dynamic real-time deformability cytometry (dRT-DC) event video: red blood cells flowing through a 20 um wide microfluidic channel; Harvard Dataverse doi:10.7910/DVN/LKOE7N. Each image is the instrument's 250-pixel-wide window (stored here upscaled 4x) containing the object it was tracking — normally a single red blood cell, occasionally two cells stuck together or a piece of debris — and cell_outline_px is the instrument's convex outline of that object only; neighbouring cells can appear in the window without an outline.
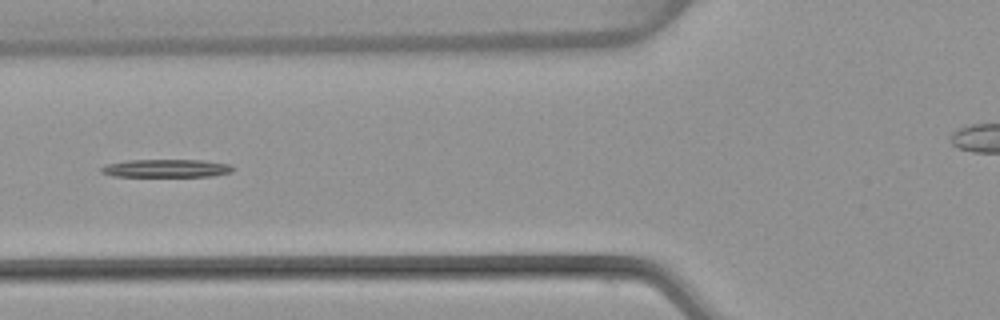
{"species": "common noctule bat (a hibernating species)", "species_latin": "Nyctalus noctula", "temperature_condition": "warm", "stored_images_in_passage": 23, "camera_frame_rate_fps": 3000, "um_per_image_px": 0.085, "animal": {"sex": "female", "body_mass_g": 22.7, "forearm_length_mm": 54.2}, "frame": {"image": 1, "passage_image": 7, "time_ms": 2.0, "image_size_px": [1000, 320], "cell_outline_px": [[232, 172], [212, 176], [112, 176], [100, 172], [100, 168], [104, 164], [128, 160], [204, 160], [232, 164]], "centroid_in_image_um": [14.11, 14.3], "position_along_channel_um": 111.7, "area_um2": 13.87}}
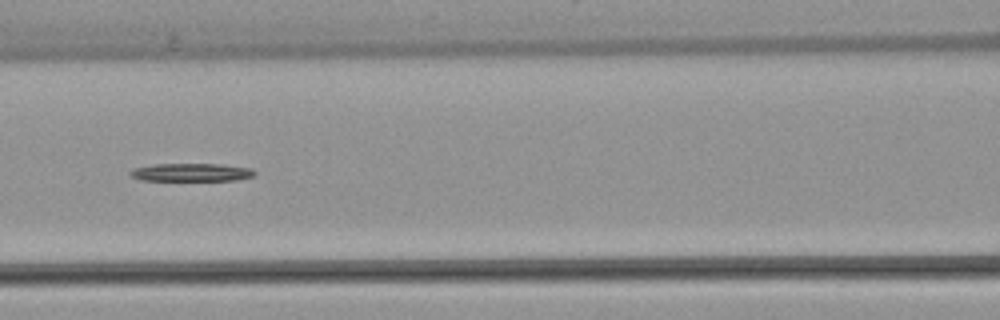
{"frame": {"image": 2, "passage_image": 10, "time_ms": 3.0, "image_size_px": [1000, 320], "cell_outline_px": [[256, 172], [252, 176], [236, 180], [140, 180], [132, 176], [128, 172], [132, 168], [156, 164], [220, 164], [252, 168]], "centroid_in_image_um": [16.25, 14.64], "position_along_channel_um": 150.4, "area_um2": 12.95}}